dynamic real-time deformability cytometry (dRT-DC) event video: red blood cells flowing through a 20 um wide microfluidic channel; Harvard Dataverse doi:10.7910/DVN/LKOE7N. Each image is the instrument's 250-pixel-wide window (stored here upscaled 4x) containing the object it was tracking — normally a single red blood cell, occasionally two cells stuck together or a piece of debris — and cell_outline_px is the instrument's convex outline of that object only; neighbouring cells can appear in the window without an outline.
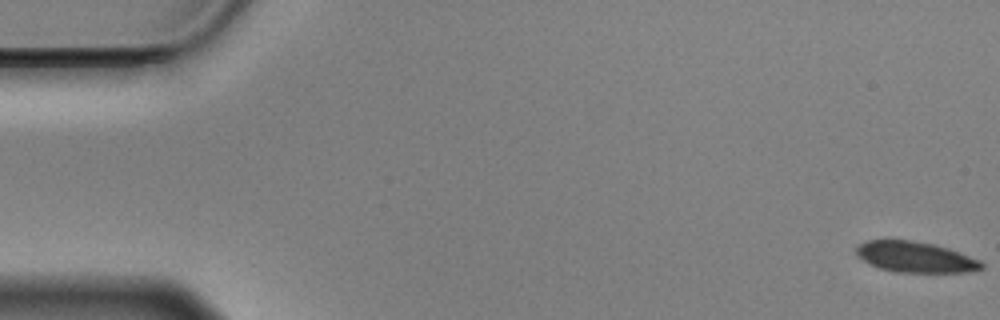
{"species": "Egyptian fruit bat (a non-hibernating species)", "species_latin": "Rousettus aegyptiacus", "temperature_condition": "cold", "stored_images_in_passage": 57, "camera_frame_rate_fps": 3000, "um_per_image_px": 0.085, "animal": {"sex": "male"}, "frame": {"image": 1, "passage_image": 1, "time_ms": 0.0, "image_size_px": [1000, 320], "cell_outline_px": [[984, 268], [968, 272], [896, 272], [880, 268], [868, 264], [860, 260], [856, 256], [856, 244], [868, 240], [912, 240], [932, 244], [948, 248], [960, 252], [980, 260], [984, 264]], "centroid_in_image_um": [77.76, 21.85], "position_along_channel_um": 7.2, "area_um2": 22.66}}
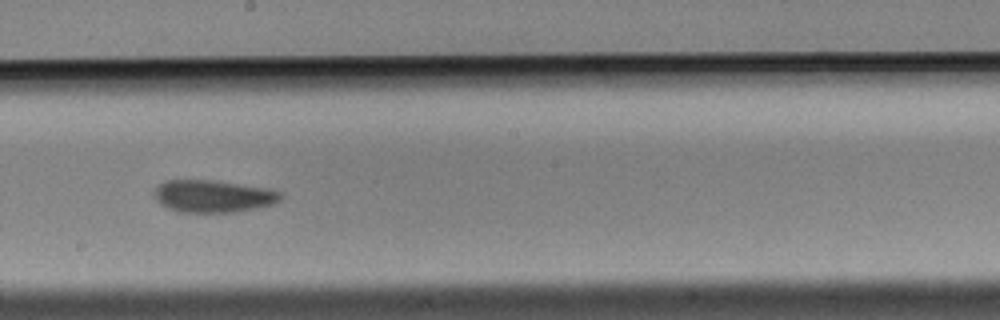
{"frame": {"image": 2, "passage_image": 32, "time_ms": 10.333, "image_size_px": [1000, 320], "cell_outline_px": [[284, 196], [280, 200], [272, 204], [256, 208], [236, 212], [180, 212], [168, 208], [160, 204], [152, 196], [152, 192], [164, 180], [212, 180], [268, 188], [280, 192]], "centroid_in_image_um": [18.09, 16.67], "position_along_channel_um": 230.1, "area_um2": 23.93}}
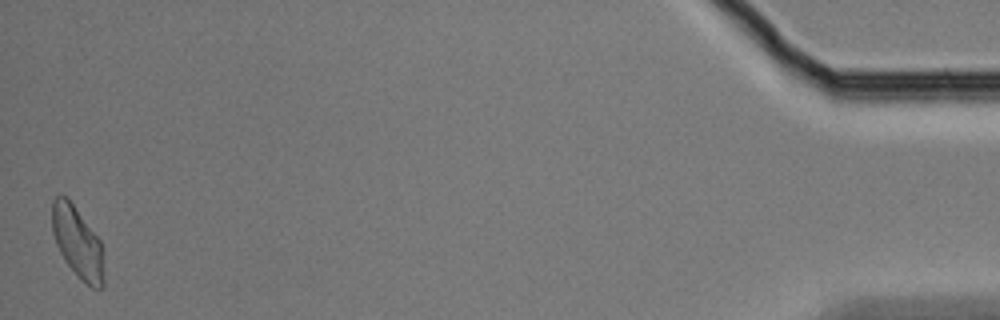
{"frame": {"image": 3, "passage_image": 57, "time_ms": 18.667, "image_size_px": [1000, 320], "cell_outline_px": [[104, 288], [92, 288], [64, 260], [56, 244], [52, 232], [52, 200], [56, 196], [64, 196], [72, 204], [100, 240], [104, 276]], "centroid_in_image_um": [6.58, 20.61], "position_along_channel_um": 428.6, "area_um2": 20.87}, "authors_computed_cell_mechanics": {"area_um2": 23.2934, "velocity_mm_per_s": 3.501, "shape_relaxation_time_tau1_ms": 4.8033, "shape_relaxation_time_tau2_ms": 6.3806, "deformation_change_tau1": 0.1149, "deformation_change_tau2": 0.1298}}